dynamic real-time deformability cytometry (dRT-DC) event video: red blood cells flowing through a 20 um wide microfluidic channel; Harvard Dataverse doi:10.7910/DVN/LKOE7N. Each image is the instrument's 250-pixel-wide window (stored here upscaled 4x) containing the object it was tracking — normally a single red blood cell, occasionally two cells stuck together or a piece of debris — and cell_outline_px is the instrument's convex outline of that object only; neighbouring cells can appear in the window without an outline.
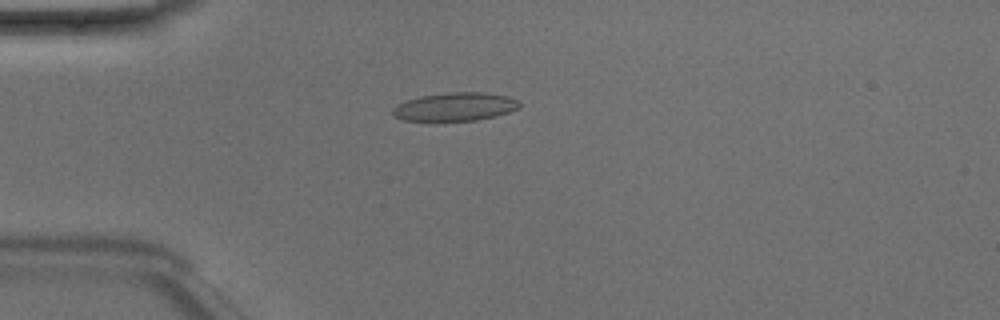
{"species": "Egyptian fruit bat (a non-hibernating species)", "species_latin": "Rousettus aegyptiacus", "temperature_condition": "room temperature", "stored_images_in_passage": 42, "camera_frame_rate_fps": 3000, "um_per_image_px": 0.085, "animal": {"sex": "male"}, "frame": {"image": 1, "passage_image": 6, "time_ms": 1.667, "image_size_px": [1000, 320], "cell_outline_px": [[520, 108], [496, 116], [476, 120], [404, 120], [392, 116], [392, 108], [396, 104], [420, 96], [448, 92], [484, 92], [508, 96], [520, 100]], "centroid_in_image_um": [38.7, 9.06], "position_along_channel_um": 46.3, "area_um2": 20.98}}
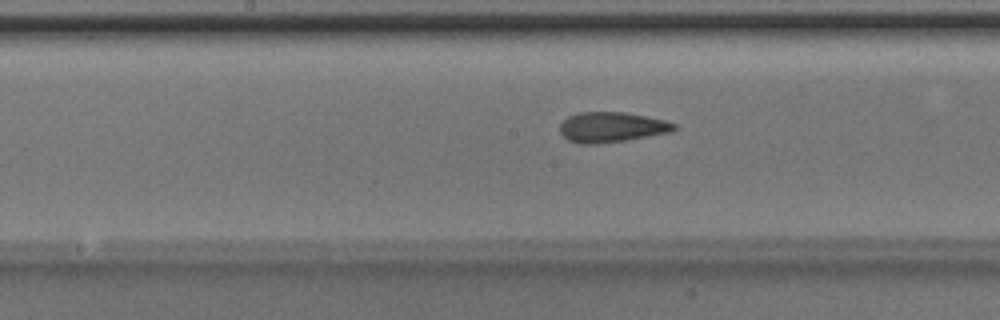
{"frame": {"image": 2, "passage_image": 18, "time_ms": 5.667, "image_size_px": [1000, 320], "cell_outline_px": [[676, 128], [672, 132], [624, 140], [596, 144], [580, 144], [568, 140], [560, 132], [560, 124], [568, 116], [580, 112], [624, 112], [664, 120], [676, 124]], "centroid_in_image_um": [51.97, 10.81], "position_along_channel_um": 196.2, "area_um2": 19.94}}
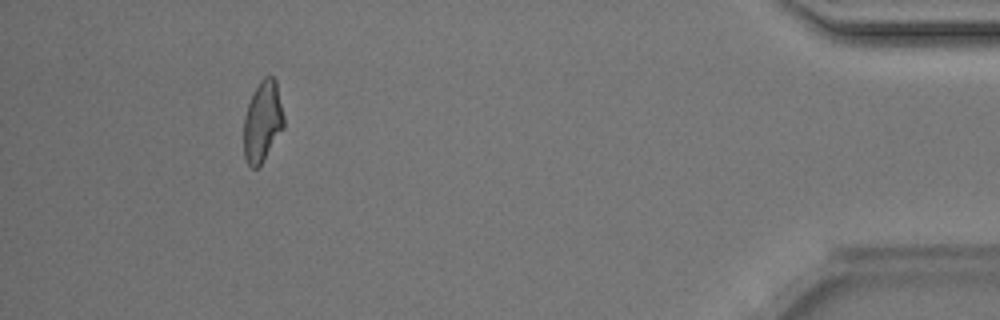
{"frame": {"image": 3, "passage_image": 38, "time_ms": 12.333, "image_size_px": [1000, 320], "cell_outline_px": [[284, 128], [264, 160], [256, 168], [252, 168], [248, 164], [244, 156], [244, 116], [248, 104], [260, 80], [264, 76], [272, 76], [276, 80], [284, 116]], "centroid_in_image_um": [22.33, 10.33], "position_along_channel_um": 412.9, "area_um2": 18.84}, "authors_computed_cell_mechanics": {"area_um2": 19.6231, "velocity_mm_per_s": 4.1668, "shape_relaxation_time_tau1_ms": null, "shape_relaxation_time_tau2_ms": 1.4848, "deformation_change_tau1": null, "deformation_change_tau2": 0.0779}}